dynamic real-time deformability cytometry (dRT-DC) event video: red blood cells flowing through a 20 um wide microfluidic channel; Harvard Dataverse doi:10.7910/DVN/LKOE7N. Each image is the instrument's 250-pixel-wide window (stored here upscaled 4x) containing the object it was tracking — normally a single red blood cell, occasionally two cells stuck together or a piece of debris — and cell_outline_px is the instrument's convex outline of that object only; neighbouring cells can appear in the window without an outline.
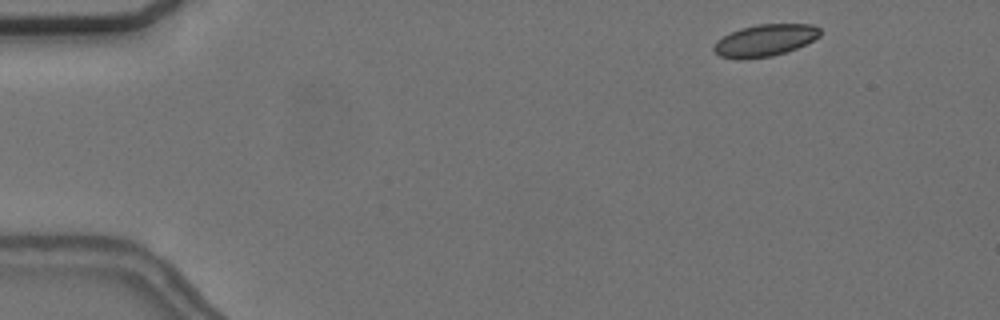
{"species": "common noctule bat (a hibernating species)", "species_latin": "Nyctalus noctula", "temperature_condition": "cold", "stored_images_in_passage": 53, "camera_frame_rate_fps": 3000, "um_per_image_px": 0.085, "animal": {"sex": "female", "body_mass_g": 24.6, "forearm_length_mm": 56.2}, "frame": {"image": 1, "passage_image": 3, "time_ms": 0.667, "image_size_px": [1000, 320], "cell_outline_px": [[820, 36], [796, 48], [772, 56], [720, 56], [712, 48], [716, 40], [740, 28], [756, 24], [812, 24], [820, 28]], "centroid_in_image_um": [65.06, 3.37], "position_along_channel_um": 19.9, "area_um2": 18.96}}
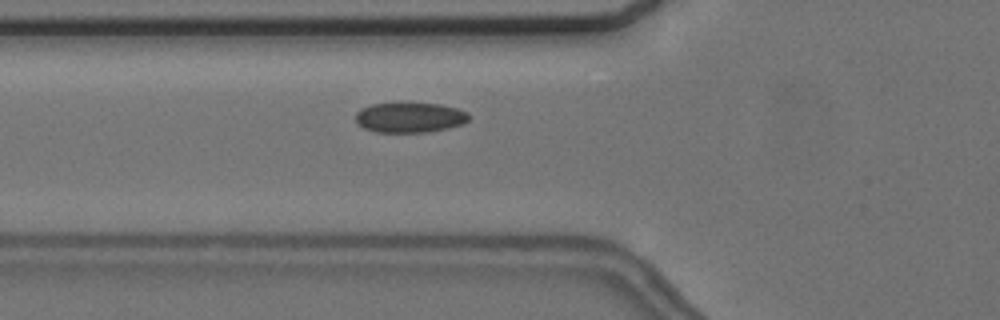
{"frame": {"image": 2, "passage_image": 17, "time_ms": 5.333, "image_size_px": [1000, 320], "cell_outline_px": [[468, 120], [464, 124], [448, 128], [428, 132], [376, 132], [364, 128], [356, 124], [356, 112], [360, 108], [372, 104], [440, 104], [456, 108], [468, 112]], "centroid_in_image_um": [34.82, 10.0], "position_along_channel_um": 91.0, "area_um2": 19.77}}